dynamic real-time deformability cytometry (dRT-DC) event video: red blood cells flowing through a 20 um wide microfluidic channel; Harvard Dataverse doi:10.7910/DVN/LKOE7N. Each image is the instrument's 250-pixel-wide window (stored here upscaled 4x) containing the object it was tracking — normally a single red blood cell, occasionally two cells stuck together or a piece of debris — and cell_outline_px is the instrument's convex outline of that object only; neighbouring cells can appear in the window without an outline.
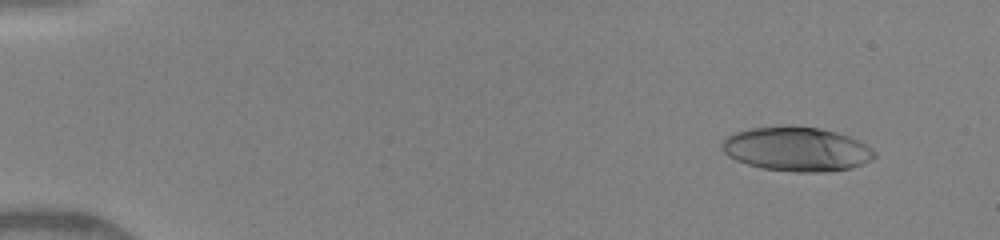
{"species": "human", "species_latin": "Homo sapiens", "temperature_condition": "warm", "stored_images_in_passage": 49, "camera_frame_rate_fps": 3000, "um_per_image_px": 0.085, "donor": {"sex": "female"}, "frame": {"image": 1, "passage_image": 5, "time_ms": 1.333, "image_size_px": [1000, 240], "cell_outline_px": [[876, 156], [872, 160], [848, 168], [828, 172], [796, 172], [760, 168], [736, 160], [728, 156], [724, 152], [724, 140], [732, 132], [748, 128], [792, 124], [820, 128], [836, 132], [848, 136], [872, 148], [876, 152]], "centroid_in_image_um": [67.71, 12.65], "position_along_channel_um": 17.3, "area_um2": 39.54}}
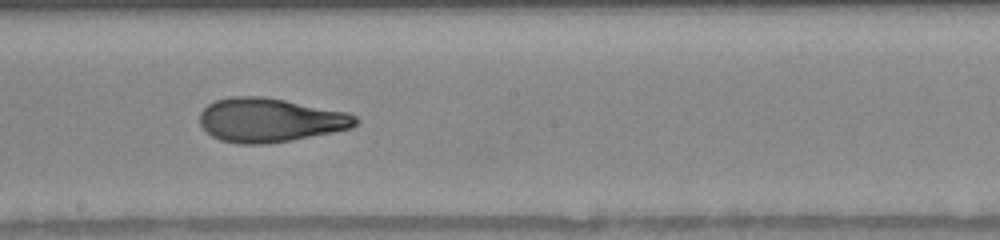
{"frame": {"image": 2, "passage_image": 28, "time_ms": 9.333, "image_size_px": [1000, 240], "cell_outline_px": [[360, 120], [352, 128], [292, 140], [268, 144], [240, 144], [220, 140], [212, 136], [200, 124], [200, 112], [208, 104], [216, 100], [228, 96], [260, 96], [284, 100], [348, 112], [356, 116]], "centroid_in_image_um": [22.95, 10.21], "position_along_channel_um": 225.3, "area_um2": 39.94}}
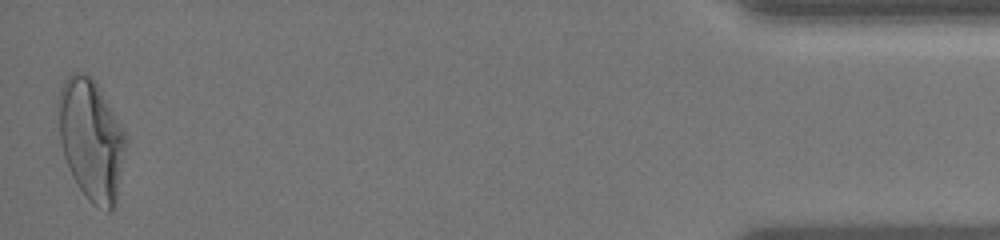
{"frame": {"image": 3, "passage_image": 49, "time_ms": 16.0, "image_size_px": [1000, 240], "cell_outline_px": [[128, 136], [116, 204], [108, 212], [92, 204], [80, 188], [72, 176], [64, 156], [60, 140], [56, 104], [60, 88], [68, 76], [72, 72], [84, 72], [96, 84], [124, 128]], "centroid_in_image_um": [7.75, 11.87], "position_along_channel_um": 427.4, "area_um2": 47.8}, "authors_computed_cell_mechanics": {"area_um2": 39.4774, "velocity_mm_per_s": 4.1708, "shape_relaxation_time_tau1_ms": 5.8149, "shape_relaxation_time_tau2_ms": 1.2576, "deformation_change_tau1": 0.2568, "deformation_change_tau2": 0.0865}}